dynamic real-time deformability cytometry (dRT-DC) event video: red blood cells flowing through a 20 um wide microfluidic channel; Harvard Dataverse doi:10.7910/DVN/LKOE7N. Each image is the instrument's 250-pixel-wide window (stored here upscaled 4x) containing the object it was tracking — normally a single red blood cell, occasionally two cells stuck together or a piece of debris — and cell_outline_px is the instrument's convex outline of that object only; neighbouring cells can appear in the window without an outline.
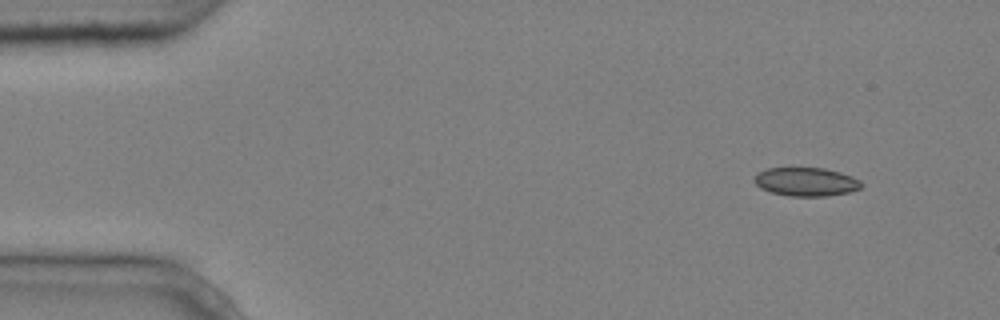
{"species": "common noctule bat (a hibernating species)", "species_latin": "Nyctalus noctula", "temperature_condition": "cold", "stored_images_in_passage": 3, "camera_frame_rate_fps": 3000, "um_per_image_px": 0.085, "animal": {"sex": "male", "body_mass_g": 20.4}, "frame": {"image": 1, "passage_image": 1, "time_ms": 0.0, "image_size_px": [1000, 320], "cell_outline_px": [[864, 184], [860, 188], [848, 192], [824, 196], [788, 196], [772, 192], [760, 188], [752, 180], [756, 172], [768, 168], [824, 168], [840, 172], [852, 176], [860, 180]], "centroid_in_image_um": [68.49, 15.44], "position_along_channel_um": 16.5, "area_um2": 17.92}}
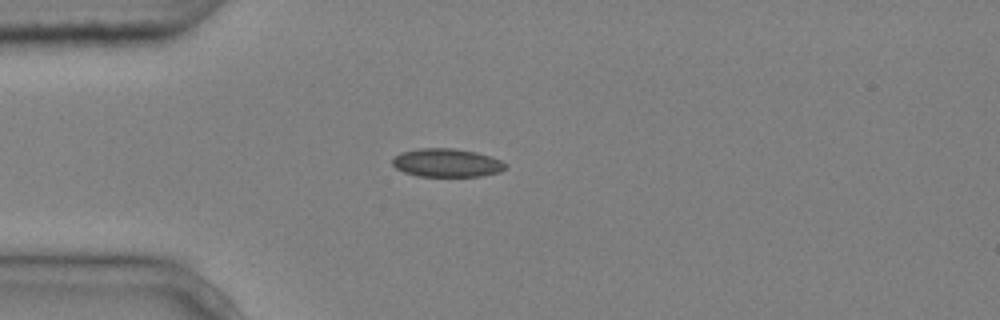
{"frame": {"image": 2, "passage_image": 3, "time_ms": 0.667, "image_size_px": [1000, 320], "cell_outline_px": [[508, 168], [500, 172], [480, 176], [416, 176], [404, 172], [396, 168], [392, 164], [392, 160], [400, 152], [416, 148], [452, 148], [476, 152], [500, 160], [508, 164]], "centroid_in_image_um": [37.98, 13.84], "position_along_channel_um": 47.0, "area_um2": 18.79}}